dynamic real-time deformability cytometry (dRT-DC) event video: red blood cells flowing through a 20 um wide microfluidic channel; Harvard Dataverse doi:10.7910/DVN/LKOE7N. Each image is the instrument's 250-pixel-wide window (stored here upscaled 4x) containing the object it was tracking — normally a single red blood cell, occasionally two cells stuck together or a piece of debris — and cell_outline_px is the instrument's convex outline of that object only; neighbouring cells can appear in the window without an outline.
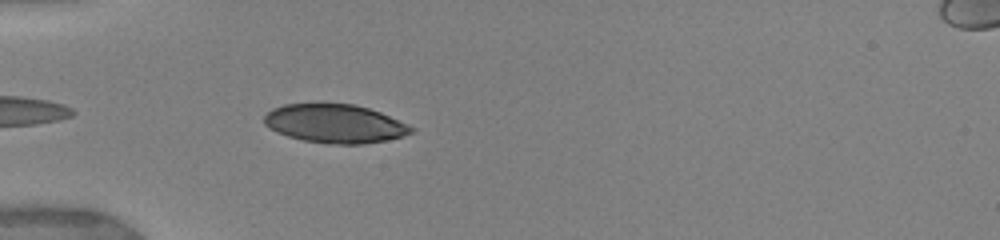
{"species": "human", "species_latin": "Homo sapiens", "temperature_condition": "warm", "stored_images_in_passage": 19, "camera_frame_rate_fps": 3000, "um_per_image_px": 0.085, "donor": {"sex": "female"}, "frame": {"image": 1, "passage_image": 16, "time_ms": 5.0, "image_size_px": [1000, 240], "cell_outline_px": [[416, 128], [412, 132], [388, 140], [364, 144], [328, 144], [304, 140], [288, 136], [276, 132], [268, 128], [264, 124], [264, 116], [272, 108], [284, 104], [356, 104], [380, 112]], "centroid_in_image_um": [28.45, 10.51], "position_along_channel_um": 56.6, "area_um2": 33.06}}